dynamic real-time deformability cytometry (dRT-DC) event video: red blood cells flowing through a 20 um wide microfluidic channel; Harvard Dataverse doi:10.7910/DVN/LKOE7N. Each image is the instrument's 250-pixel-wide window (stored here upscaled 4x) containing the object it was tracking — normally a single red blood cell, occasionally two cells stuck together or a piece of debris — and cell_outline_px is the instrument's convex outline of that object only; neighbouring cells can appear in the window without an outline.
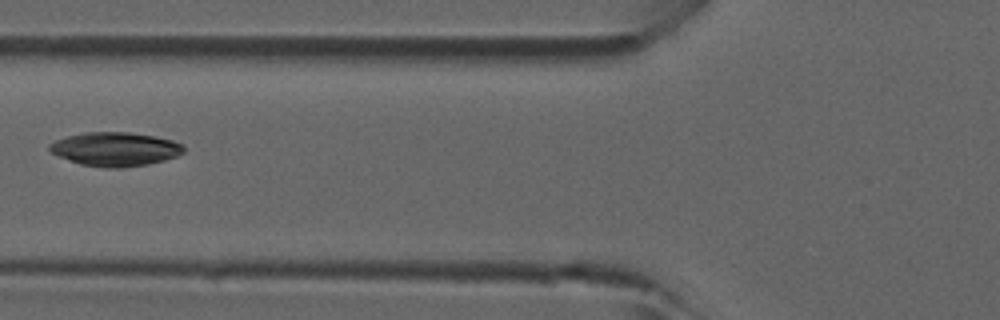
{"species": "common noctule bat (a hibernating species)", "species_latin": "Nyctalus noctula", "temperature_condition": "room temperature", "stored_images_in_passage": 6, "camera_frame_rate_fps": 3000, "um_per_image_px": 0.085, "animal": {"sex": "male", "forearm_length_mm": 52.5}, "frame": {"image": 1, "passage_image": 5, "time_ms": 1.333, "image_size_px": [1000, 320], "cell_outline_px": [[184, 152], [176, 156], [164, 160], [148, 164], [120, 168], [104, 168], [80, 164], [60, 156], [52, 152], [48, 148], [48, 144], [56, 140], [68, 136], [84, 132], [128, 132], [156, 136], [172, 140], [184, 144]], "centroid_in_image_um": [9.82, 12.67], "position_along_channel_um": 116.0, "area_um2": 26.47}}
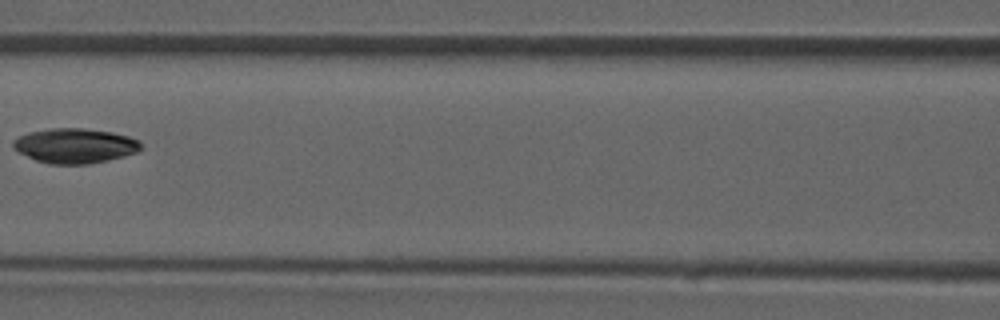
{"frame": {"image": 2, "passage_image": 6, "time_ms": 1.667, "image_size_px": [1000, 320], "cell_outline_px": [[140, 148], [136, 152], [124, 156], [108, 160], [88, 164], [48, 164], [36, 160], [20, 152], [12, 144], [12, 140], [28, 132], [52, 128], [84, 128], [112, 132], [128, 136], [140, 140]], "centroid_in_image_um": [6.37, 12.38], "position_along_channel_um": 160.2, "area_um2": 25.78}}